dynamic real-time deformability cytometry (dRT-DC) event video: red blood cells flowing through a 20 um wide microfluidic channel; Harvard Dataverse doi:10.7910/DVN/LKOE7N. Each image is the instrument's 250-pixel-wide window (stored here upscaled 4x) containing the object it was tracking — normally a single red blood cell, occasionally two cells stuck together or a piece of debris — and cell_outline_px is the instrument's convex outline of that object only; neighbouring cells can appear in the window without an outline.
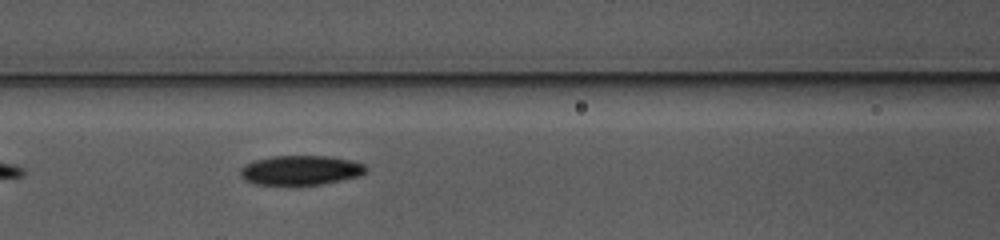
{"species": "common noctule bat (a hibernating species)", "species_latin": "Nyctalus noctula", "temperature_condition": "warm", "stored_images_in_passage": 24, "camera_frame_rate_fps": 3000, "um_per_image_px": 0.085, "animal": {"sex": "female", "body_mass_g": 10.0, "forearm_length_mm": 53.1}, "frame": {"image": 1, "passage_image": 9, "time_ms": 2.667, "image_size_px": [1000, 240], "cell_outline_px": [[368, 172], [356, 176], [340, 180], [320, 184], [256, 184], [244, 180], [240, 176], [240, 168], [244, 164], [256, 160], [272, 156], [332, 156], [352, 160], [364, 164], [368, 168]], "centroid_in_image_um": [25.56, 14.45], "position_along_channel_um": 141.0, "area_um2": 21.56}}
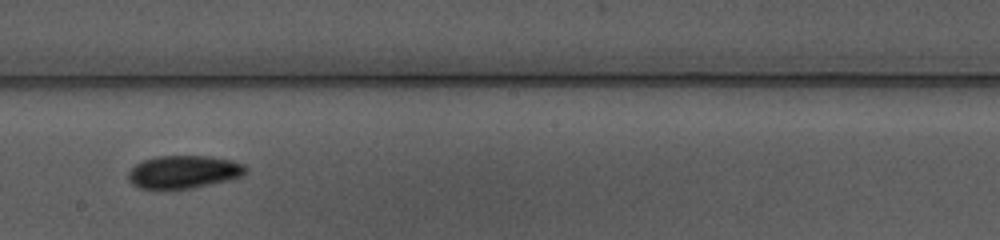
{"frame": {"image": 2, "passage_image": 16, "time_ms": 5.0, "image_size_px": [1000, 240], "cell_outline_px": [[248, 168], [240, 176], [232, 180], [192, 188], [160, 192], [156, 192], [136, 188], [128, 180], [128, 172], [136, 164], [144, 160], [156, 156], [208, 156], [232, 160], [244, 164]], "centroid_in_image_um": [15.55, 14.66], "position_along_channel_um": 232.6, "area_um2": 23.35}}
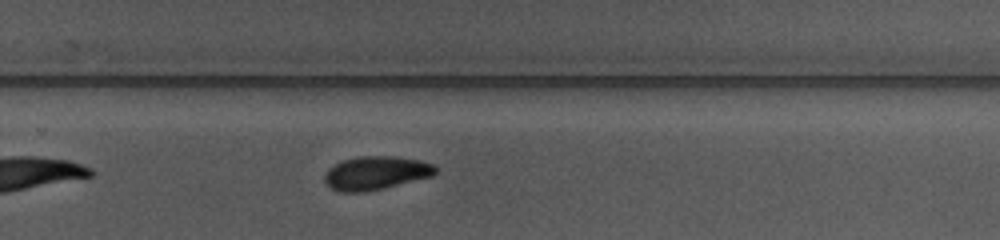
{"frame": {"image": 3, "passage_image": 21, "time_ms": 6.667, "image_size_px": [1000, 240], "cell_outline_px": [[436, 172], [432, 176], [364, 192], [340, 192], [332, 188], [324, 180], [324, 176], [328, 168], [344, 160], [360, 156], [392, 156], [420, 160], [432, 164], [436, 168]], "centroid_in_image_um": [31.93, 14.7], "position_along_channel_um": 297.9, "area_um2": 21.27}}